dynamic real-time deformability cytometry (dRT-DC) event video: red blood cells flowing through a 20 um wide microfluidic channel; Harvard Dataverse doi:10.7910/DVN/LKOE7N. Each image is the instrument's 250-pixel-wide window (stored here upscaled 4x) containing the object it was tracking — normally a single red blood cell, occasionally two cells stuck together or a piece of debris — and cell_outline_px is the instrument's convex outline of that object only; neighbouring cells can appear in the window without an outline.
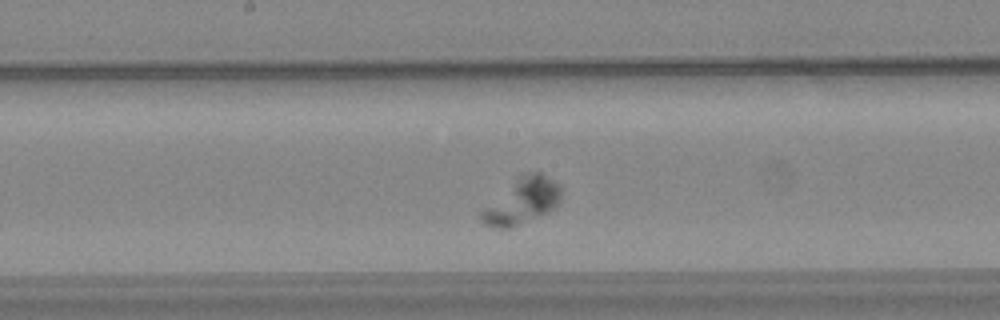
{"species": "common noctule bat (a hibernating species)", "species_latin": "Nyctalus noctula", "temperature_condition": "warm", "stored_images_in_passage": 48, "camera_frame_rate_fps": 3000, "um_per_image_px": 0.085, "animal": {"sex": "female", "body_mass_g": 24.6, "forearm_length_mm": 56.2}, "frame": {"image": 1, "passage_image": 20, "time_ms": 6.333, "image_size_px": [1000, 320], "cell_outline_px": [[560, 204], [556, 208], [540, 216], [508, 228], [496, 228], [484, 224], [480, 220], [480, 212], [516, 176], [524, 172], [540, 172], [560, 184]], "centroid_in_image_um": [44.39, 17.07], "position_along_channel_um": 203.8, "area_um2": 21.44}}
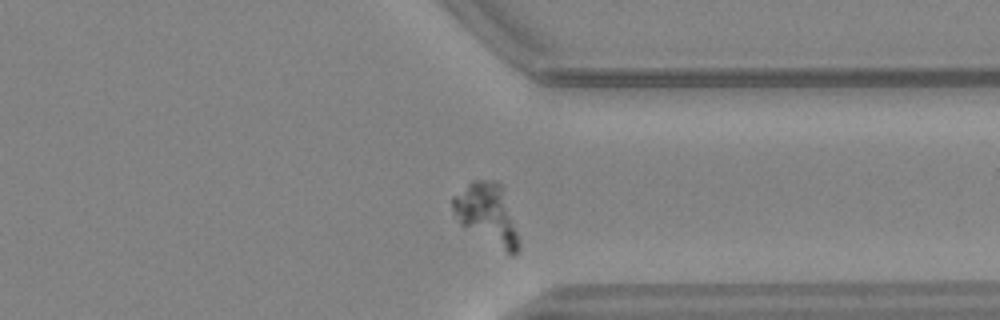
{"frame": {"image": 2, "passage_image": 34, "time_ms": 11.0, "image_size_px": [1000, 320], "cell_outline_px": [[520, 248], [516, 256], [512, 256], [464, 228], [460, 224], [452, 208], [452, 196], [472, 180], [496, 180], [504, 184], [520, 240]], "centroid_in_image_um": [41.45, 18.19], "position_along_channel_um": 369.9, "area_um2": 24.22}}
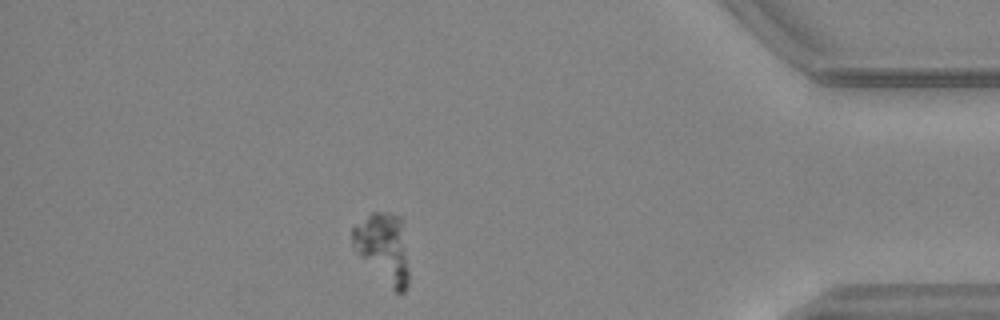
{"frame": {"image": 3, "passage_image": 40, "time_ms": 13.0, "image_size_px": [1000, 320], "cell_outline_px": [[408, 284], [404, 292], [396, 292], [352, 248], [352, 228], [372, 212], [392, 212], [400, 216], [408, 272]], "centroid_in_image_um": [32.55, 21.04], "position_along_channel_um": 402.6, "area_um2": 22.14}}